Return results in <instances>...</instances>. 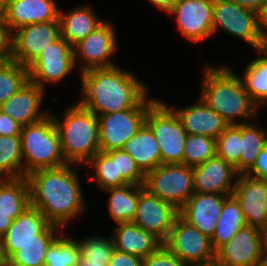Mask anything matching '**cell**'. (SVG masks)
<instances>
[{"label":"cell","mask_w":267,"mask_h":266,"mask_svg":"<svg viewBox=\"0 0 267 266\" xmlns=\"http://www.w3.org/2000/svg\"><path fill=\"white\" fill-rule=\"evenodd\" d=\"M74 167L78 166L67 164L55 169H39L27 175L31 206L38 209L50 224L62 229L86 209Z\"/></svg>","instance_id":"6da1fadb"},{"label":"cell","mask_w":267,"mask_h":266,"mask_svg":"<svg viewBox=\"0 0 267 266\" xmlns=\"http://www.w3.org/2000/svg\"><path fill=\"white\" fill-rule=\"evenodd\" d=\"M187 134L216 139L229 125L199 97L197 103L183 108H173Z\"/></svg>","instance_id":"7402d4cb"},{"label":"cell","mask_w":267,"mask_h":266,"mask_svg":"<svg viewBox=\"0 0 267 266\" xmlns=\"http://www.w3.org/2000/svg\"><path fill=\"white\" fill-rule=\"evenodd\" d=\"M45 89L28 81L19 91L0 105V111L22 127L42 120L51 112L40 110Z\"/></svg>","instance_id":"ffe728a7"},{"label":"cell","mask_w":267,"mask_h":266,"mask_svg":"<svg viewBox=\"0 0 267 266\" xmlns=\"http://www.w3.org/2000/svg\"><path fill=\"white\" fill-rule=\"evenodd\" d=\"M7 0H0V25H6Z\"/></svg>","instance_id":"f5cc1de1"},{"label":"cell","mask_w":267,"mask_h":266,"mask_svg":"<svg viewBox=\"0 0 267 266\" xmlns=\"http://www.w3.org/2000/svg\"><path fill=\"white\" fill-rule=\"evenodd\" d=\"M61 37L60 21L32 23L12 32V60L29 67L49 44Z\"/></svg>","instance_id":"7c38bea8"},{"label":"cell","mask_w":267,"mask_h":266,"mask_svg":"<svg viewBox=\"0 0 267 266\" xmlns=\"http://www.w3.org/2000/svg\"><path fill=\"white\" fill-rule=\"evenodd\" d=\"M260 236L263 252L267 255V220L265 221L264 226L260 229Z\"/></svg>","instance_id":"f907efd6"},{"label":"cell","mask_w":267,"mask_h":266,"mask_svg":"<svg viewBox=\"0 0 267 266\" xmlns=\"http://www.w3.org/2000/svg\"><path fill=\"white\" fill-rule=\"evenodd\" d=\"M45 216L33 206L28 207L10 225L1 237L7 256L20 250L24 244L38 240V235L49 225Z\"/></svg>","instance_id":"603a6c76"},{"label":"cell","mask_w":267,"mask_h":266,"mask_svg":"<svg viewBox=\"0 0 267 266\" xmlns=\"http://www.w3.org/2000/svg\"><path fill=\"white\" fill-rule=\"evenodd\" d=\"M237 176L238 173L230 163L215 155L205 163L193 167L194 192L232 195Z\"/></svg>","instance_id":"ac0fdd59"},{"label":"cell","mask_w":267,"mask_h":266,"mask_svg":"<svg viewBox=\"0 0 267 266\" xmlns=\"http://www.w3.org/2000/svg\"><path fill=\"white\" fill-rule=\"evenodd\" d=\"M216 155V139L187 134L182 164L189 167L199 166Z\"/></svg>","instance_id":"8d00e7d4"},{"label":"cell","mask_w":267,"mask_h":266,"mask_svg":"<svg viewBox=\"0 0 267 266\" xmlns=\"http://www.w3.org/2000/svg\"><path fill=\"white\" fill-rule=\"evenodd\" d=\"M22 126L0 111V136L20 135Z\"/></svg>","instance_id":"f6af8a7d"},{"label":"cell","mask_w":267,"mask_h":266,"mask_svg":"<svg viewBox=\"0 0 267 266\" xmlns=\"http://www.w3.org/2000/svg\"><path fill=\"white\" fill-rule=\"evenodd\" d=\"M188 266H220L216 259L206 262V263H200V264H192Z\"/></svg>","instance_id":"11a10c76"},{"label":"cell","mask_w":267,"mask_h":266,"mask_svg":"<svg viewBox=\"0 0 267 266\" xmlns=\"http://www.w3.org/2000/svg\"><path fill=\"white\" fill-rule=\"evenodd\" d=\"M84 166L94 168V175L90 179L95 180L102 191L128 185L121 176H117L116 150L99 151Z\"/></svg>","instance_id":"d6a6232c"},{"label":"cell","mask_w":267,"mask_h":266,"mask_svg":"<svg viewBox=\"0 0 267 266\" xmlns=\"http://www.w3.org/2000/svg\"><path fill=\"white\" fill-rule=\"evenodd\" d=\"M114 29L115 27L110 21H105L74 46L75 66L80 60L79 74L93 68L116 66L111 60L118 48L116 30Z\"/></svg>","instance_id":"4fadbf2b"},{"label":"cell","mask_w":267,"mask_h":266,"mask_svg":"<svg viewBox=\"0 0 267 266\" xmlns=\"http://www.w3.org/2000/svg\"><path fill=\"white\" fill-rule=\"evenodd\" d=\"M246 225L247 224L238 201L233 195L228 196L224 200L216 228L210 238L213 250L217 252Z\"/></svg>","instance_id":"4316f807"},{"label":"cell","mask_w":267,"mask_h":266,"mask_svg":"<svg viewBox=\"0 0 267 266\" xmlns=\"http://www.w3.org/2000/svg\"><path fill=\"white\" fill-rule=\"evenodd\" d=\"M24 177L21 136H0V179Z\"/></svg>","instance_id":"836d02e7"},{"label":"cell","mask_w":267,"mask_h":266,"mask_svg":"<svg viewBox=\"0 0 267 266\" xmlns=\"http://www.w3.org/2000/svg\"><path fill=\"white\" fill-rule=\"evenodd\" d=\"M12 60V32L7 25H0V63Z\"/></svg>","instance_id":"7bdbcfd3"},{"label":"cell","mask_w":267,"mask_h":266,"mask_svg":"<svg viewBox=\"0 0 267 266\" xmlns=\"http://www.w3.org/2000/svg\"><path fill=\"white\" fill-rule=\"evenodd\" d=\"M108 262H91L81 258L77 266H107Z\"/></svg>","instance_id":"db71d44e"},{"label":"cell","mask_w":267,"mask_h":266,"mask_svg":"<svg viewBox=\"0 0 267 266\" xmlns=\"http://www.w3.org/2000/svg\"><path fill=\"white\" fill-rule=\"evenodd\" d=\"M107 266H143V259L114 249Z\"/></svg>","instance_id":"b9f144b4"},{"label":"cell","mask_w":267,"mask_h":266,"mask_svg":"<svg viewBox=\"0 0 267 266\" xmlns=\"http://www.w3.org/2000/svg\"><path fill=\"white\" fill-rule=\"evenodd\" d=\"M62 228L49 224L39 235L38 240L30 241L9 257V266H44L47 250L61 234ZM58 233V235H56Z\"/></svg>","instance_id":"83f0119b"},{"label":"cell","mask_w":267,"mask_h":266,"mask_svg":"<svg viewBox=\"0 0 267 266\" xmlns=\"http://www.w3.org/2000/svg\"><path fill=\"white\" fill-rule=\"evenodd\" d=\"M13 221L12 214L0 210V238L6 233Z\"/></svg>","instance_id":"c3c4849f"},{"label":"cell","mask_w":267,"mask_h":266,"mask_svg":"<svg viewBox=\"0 0 267 266\" xmlns=\"http://www.w3.org/2000/svg\"><path fill=\"white\" fill-rule=\"evenodd\" d=\"M81 258L78 240L62 232L49 246L44 266H77Z\"/></svg>","instance_id":"e575fe53"},{"label":"cell","mask_w":267,"mask_h":266,"mask_svg":"<svg viewBox=\"0 0 267 266\" xmlns=\"http://www.w3.org/2000/svg\"><path fill=\"white\" fill-rule=\"evenodd\" d=\"M263 51L267 54V40L264 42Z\"/></svg>","instance_id":"9f6ffc18"},{"label":"cell","mask_w":267,"mask_h":266,"mask_svg":"<svg viewBox=\"0 0 267 266\" xmlns=\"http://www.w3.org/2000/svg\"><path fill=\"white\" fill-rule=\"evenodd\" d=\"M172 108L157 99L146 114L145 123L160 147L161 164H182L187 132Z\"/></svg>","instance_id":"8992f818"},{"label":"cell","mask_w":267,"mask_h":266,"mask_svg":"<svg viewBox=\"0 0 267 266\" xmlns=\"http://www.w3.org/2000/svg\"><path fill=\"white\" fill-rule=\"evenodd\" d=\"M256 123L241 124L239 174H246L255 164L260 151L267 146V131Z\"/></svg>","instance_id":"1f68e13d"},{"label":"cell","mask_w":267,"mask_h":266,"mask_svg":"<svg viewBox=\"0 0 267 266\" xmlns=\"http://www.w3.org/2000/svg\"><path fill=\"white\" fill-rule=\"evenodd\" d=\"M260 31L264 42L267 40V2L264 4L262 12L259 14Z\"/></svg>","instance_id":"681fc988"},{"label":"cell","mask_w":267,"mask_h":266,"mask_svg":"<svg viewBox=\"0 0 267 266\" xmlns=\"http://www.w3.org/2000/svg\"><path fill=\"white\" fill-rule=\"evenodd\" d=\"M164 246L187 266L216 259L210 238L178 215Z\"/></svg>","instance_id":"30bf717a"},{"label":"cell","mask_w":267,"mask_h":266,"mask_svg":"<svg viewBox=\"0 0 267 266\" xmlns=\"http://www.w3.org/2000/svg\"><path fill=\"white\" fill-rule=\"evenodd\" d=\"M123 150L134 159L145 175L161 165L160 147L146 123L125 143Z\"/></svg>","instance_id":"484cf974"},{"label":"cell","mask_w":267,"mask_h":266,"mask_svg":"<svg viewBox=\"0 0 267 266\" xmlns=\"http://www.w3.org/2000/svg\"><path fill=\"white\" fill-rule=\"evenodd\" d=\"M214 0H179L167 13L176 18L183 38L195 44L213 35Z\"/></svg>","instance_id":"5bb4252c"},{"label":"cell","mask_w":267,"mask_h":266,"mask_svg":"<svg viewBox=\"0 0 267 266\" xmlns=\"http://www.w3.org/2000/svg\"><path fill=\"white\" fill-rule=\"evenodd\" d=\"M264 266H267V255H265V263Z\"/></svg>","instance_id":"6f0895ef"},{"label":"cell","mask_w":267,"mask_h":266,"mask_svg":"<svg viewBox=\"0 0 267 266\" xmlns=\"http://www.w3.org/2000/svg\"><path fill=\"white\" fill-rule=\"evenodd\" d=\"M75 67L74 47L60 37L28 67L29 81L46 89L48 84L62 82Z\"/></svg>","instance_id":"8fae6325"},{"label":"cell","mask_w":267,"mask_h":266,"mask_svg":"<svg viewBox=\"0 0 267 266\" xmlns=\"http://www.w3.org/2000/svg\"><path fill=\"white\" fill-rule=\"evenodd\" d=\"M54 0H7L6 25L11 32L32 23L59 21Z\"/></svg>","instance_id":"44dd1931"},{"label":"cell","mask_w":267,"mask_h":266,"mask_svg":"<svg viewBox=\"0 0 267 266\" xmlns=\"http://www.w3.org/2000/svg\"><path fill=\"white\" fill-rule=\"evenodd\" d=\"M79 76L82 97L78 102L97 116L133 109L149 91L134 73L118 65L89 69Z\"/></svg>","instance_id":"7a4b0ae2"},{"label":"cell","mask_w":267,"mask_h":266,"mask_svg":"<svg viewBox=\"0 0 267 266\" xmlns=\"http://www.w3.org/2000/svg\"><path fill=\"white\" fill-rule=\"evenodd\" d=\"M109 193L108 211L115 223L132 222L140 194V185L128 184L122 187L107 188Z\"/></svg>","instance_id":"4dcf8cb0"},{"label":"cell","mask_w":267,"mask_h":266,"mask_svg":"<svg viewBox=\"0 0 267 266\" xmlns=\"http://www.w3.org/2000/svg\"><path fill=\"white\" fill-rule=\"evenodd\" d=\"M230 195L197 193L191 195L179 215L209 238L220 217L224 200Z\"/></svg>","instance_id":"d6986e66"},{"label":"cell","mask_w":267,"mask_h":266,"mask_svg":"<svg viewBox=\"0 0 267 266\" xmlns=\"http://www.w3.org/2000/svg\"><path fill=\"white\" fill-rule=\"evenodd\" d=\"M144 188L179 211L195 193L193 167L161 164L145 175Z\"/></svg>","instance_id":"52a82bcc"},{"label":"cell","mask_w":267,"mask_h":266,"mask_svg":"<svg viewBox=\"0 0 267 266\" xmlns=\"http://www.w3.org/2000/svg\"><path fill=\"white\" fill-rule=\"evenodd\" d=\"M146 97L137 107L98 115L100 151L123 149L146 121L148 108L157 100Z\"/></svg>","instance_id":"ba28073f"},{"label":"cell","mask_w":267,"mask_h":266,"mask_svg":"<svg viewBox=\"0 0 267 266\" xmlns=\"http://www.w3.org/2000/svg\"><path fill=\"white\" fill-rule=\"evenodd\" d=\"M143 266H187L172 254L164 244L154 253L143 259Z\"/></svg>","instance_id":"60d3db41"},{"label":"cell","mask_w":267,"mask_h":266,"mask_svg":"<svg viewBox=\"0 0 267 266\" xmlns=\"http://www.w3.org/2000/svg\"><path fill=\"white\" fill-rule=\"evenodd\" d=\"M116 168L117 176H121L128 184L144 185L145 174L123 149L116 150Z\"/></svg>","instance_id":"ab89813d"},{"label":"cell","mask_w":267,"mask_h":266,"mask_svg":"<svg viewBox=\"0 0 267 266\" xmlns=\"http://www.w3.org/2000/svg\"><path fill=\"white\" fill-rule=\"evenodd\" d=\"M258 54L261 56L246 64L240 79L245 91L260 109L267 106V54L263 50H259Z\"/></svg>","instance_id":"f546056e"},{"label":"cell","mask_w":267,"mask_h":266,"mask_svg":"<svg viewBox=\"0 0 267 266\" xmlns=\"http://www.w3.org/2000/svg\"><path fill=\"white\" fill-rule=\"evenodd\" d=\"M178 215L179 211L173 205L151 194L144 185H140L133 223L154 234L164 243Z\"/></svg>","instance_id":"9a60e30c"},{"label":"cell","mask_w":267,"mask_h":266,"mask_svg":"<svg viewBox=\"0 0 267 266\" xmlns=\"http://www.w3.org/2000/svg\"><path fill=\"white\" fill-rule=\"evenodd\" d=\"M0 266H9V257L7 256L2 239L0 238Z\"/></svg>","instance_id":"816d5d0a"},{"label":"cell","mask_w":267,"mask_h":266,"mask_svg":"<svg viewBox=\"0 0 267 266\" xmlns=\"http://www.w3.org/2000/svg\"><path fill=\"white\" fill-rule=\"evenodd\" d=\"M246 174L251 177L265 179L267 181V146L260 151L255 164Z\"/></svg>","instance_id":"ee69618b"},{"label":"cell","mask_w":267,"mask_h":266,"mask_svg":"<svg viewBox=\"0 0 267 266\" xmlns=\"http://www.w3.org/2000/svg\"><path fill=\"white\" fill-rule=\"evenodd\" d=\"M236 3L237 5L250 9L260 14L267 0H226Z\"/></svg>","instance_id":"bcb514c9"},{"label":"cell","mask_w":267,"mask_h":266,"mask_svg":"<svg viewBox=\"0 0 267 266\" xmlns=\"http://www.w3.org/2000/svg\"><path fill=\"white\" fill-rule=\"evenodd\" d=\"M59 21L61 38L72 47L85 39L105 22V20L97 16V13L88 5H78V7L65 13L60 9Z\"/></svg>","instance_id":"d4e9b609"},{"label":"cell","mask_w":267,"mask_h":266,"mask_svg":"<svg viewBox=\"0 0 267 266\" xmlns=\"http://www.w3.org/2000/svg\"><path fill=\"white\" fill-rule=\"evenodd\" d=\"M63 156L68 164L85 165L100 151L98 117L79 102L64 111L63 118L52 114Z\"/></svg>","instance_id":"277c9868"},{"label":"cell","mask_w":267,"mask_h":266,"mask_svg":"<svg viewBox=\"0 0 267 266\" xmlns=\"http://www.w3.org/2000/svg\"><path fill=\"white\" fill-rule=\"evenodd\" d=\"M31 206L27 177L0 179V210L12 214L15 220Z\"/></svg>","instance_id":"f1b7e54d"},{"label":"cell","mask_w":267,"mask_h":266,"mask_svg":"<svg viewBox=\"0 0 267 266\" xmlns=\"http://www.w3.org/2000/svg\"><path fill=\"white\" fill-rule=\"evenodd\" d=\"M20 136L24 177L39 169H55L68 164L51 113L38 122L23 126Z\"/></svg>","instance_id":"5b68a950"},{"label":"cell","mask_w":267,"mask_h":266,"mask_svg":"<svg viewBox=\"0 0 267 266\" xmlns=\"http://www.w3.org/2000/svg\"><path fill=\"white\" fill-rule=\"evenodd\" d=\"M114 248L144 259L156 252L163 242L133 222L118 223L113 232Z\"/></svg>","instance_id":"cb8c5ba5"},{"label":"cell","mask_w":267,"mask_h":266,"mask_svg":"<svg viewBox=\"0 0 267 266\" xmlns=\"http://www.w3.org/2000/svg\"><path fill=\"white\" fill-rule=\"evenodd\" d=\"M151 5L155 6L160 11H165L166 14L174 7L179 0H148Z\"/></svg>","instance_id":"7dc6e473"},{"label":"cell","mask_w":267,"mask_h":266,"mask_svg":"<svg viewBox=\"0 0 267 266\" xmlns=\"http://www.w3.org/2000/svg\"><path fill=\"white\" fill-rule=\"evenodd\" d=\"M205 64L199 98L228 125L257 121L260 109L245 91L239 74L225 64Z\"/></svg>","instance_id":"3957f363"},{"label":"cell","mask_w":267,"mask_h":266,"mask_svg":"<svg viewBox=\"0 0 267 266\" xmlns=\"http://www.w3.org/2000/svg\"><path fill=\"white\" fill-rule=\"evenodd\" d=\"M232 195L240 205L246 224L260 230L267 220V181L238 174Z\"/></svg>","instance_id":"e0dca14e"},{"label":"cell","mask_w":267,"mask_h":266,"mask_svg":"<svg viewBox=\"0 0 267 266\" xmlns=\"http://www.w3.org/2000/svg\"><path fill=\"white\" fill-rule=\"evenodd\" d=\"M82 258L91 262H108L114 248L112 235L108 238L90 236L78 241Z\"/></svg>","instance_id":"f35d334b"},{"label":"cell","mask_w":267,"mask_h":266,"mask_svg":"<svg viewBox=\"0 0 267 266\" xmlns=\"http://www.w3.org/2000/svg\"><path fill=\"white\" fill-rule=\"evenodd\" d=\"M216 155L230 163L239 174L241 155V124L229 125L216 138Z\"/></svg>","instance_id":"74e56055"},{"label":"cell","mask_w":267,"mask_h":266,"mask_svg":"<svg viewBox=\"0 0 267 266\" xmlns=\"http://www.w3.org/2000/svg\"><path fill=\"white\" fill-rule=\"evenodd\" d=\"M220 266H264L260 230L246 225L216 252Z\"/></svg>","instance_id":"2e32d148"},{"label":"cell","mask_w":267,"mask_h":266,"mask_svg":"<svg viewBox=\"0 0 267 266\" xmlns=\"http://www.w3.org/2000/svg\"><path fill=\"white\" fill-rule=\"evenodd\" d=\"M212 27L213 35L221 28L246 42L257 52L263 50L264 40L260 31L259 14L255 11L231 1L214 0Z\"/></svg>","instance_id":"9c48e42d"},{"label":"cell","mask_w":267,"mask_h":266,"mask_svg":"<svg viewBox=\"0 0 267 266\" xmlns=\"http://www.w3.org/2000/svg\"><path fill=\"white\" fill-rule=\"evenodd\" d=\"M29 81L28 67L14 60L0 63V105Z\"/></svg>","instance_id":"d590c367"}]
</instances>
